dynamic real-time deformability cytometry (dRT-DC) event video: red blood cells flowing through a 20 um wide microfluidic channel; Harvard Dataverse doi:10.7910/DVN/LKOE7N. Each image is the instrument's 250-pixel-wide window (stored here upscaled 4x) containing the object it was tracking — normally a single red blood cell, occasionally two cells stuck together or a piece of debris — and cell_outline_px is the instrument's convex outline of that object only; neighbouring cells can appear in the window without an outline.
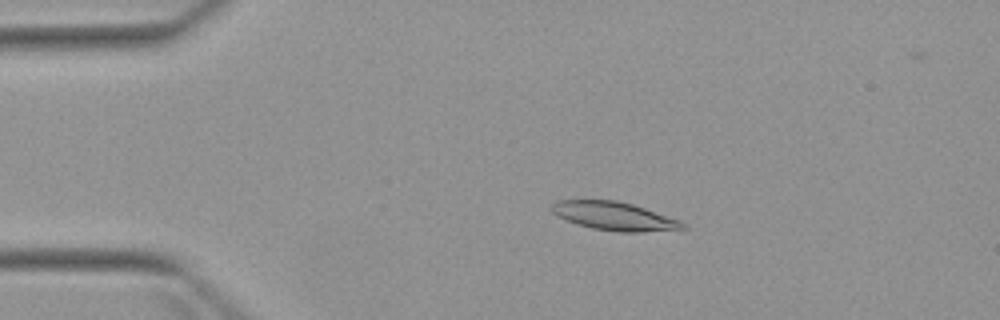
{"species": "Egyptian fruit bat (a non-hibernating species)", "species_latin": "Rousettus aegyptiacus", "temperature_condition": "warm", "stored_images_in_passage": 3, "camera_frame_rate_fps": 3000, "um_per_image_px": 0.085, "animal": {"sex": "female"}, "frame": {"image": 1, "passage_image": 2, "time_ms": 1.333, "image_size_px": [1000, 320], "cell_outline_px": [[688, 228], [640, 232], [616, 232], [592, 228], [576, 224], [552, 212], [552, 204], [556, 200], [616, 200], [632, 204], [680, 220], [688, 224]], "centroid_in_image_um": [52.25, 18.37], "position_along_channel_um": 32.8, "area_um2": 21.56}}